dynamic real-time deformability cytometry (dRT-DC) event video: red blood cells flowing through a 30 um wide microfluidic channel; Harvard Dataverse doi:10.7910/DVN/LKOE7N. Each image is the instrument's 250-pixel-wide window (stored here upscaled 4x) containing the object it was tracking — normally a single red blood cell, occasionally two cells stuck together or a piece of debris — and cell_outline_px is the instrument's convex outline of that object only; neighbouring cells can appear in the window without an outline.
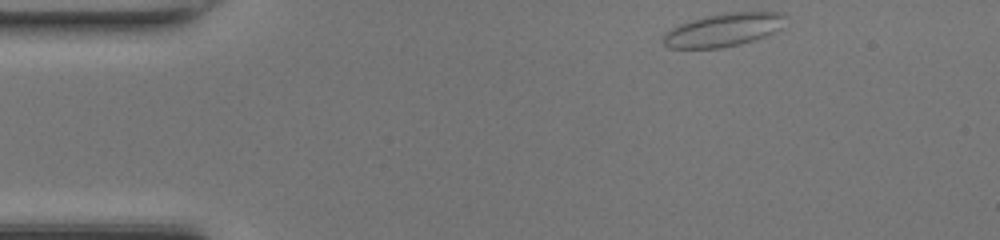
{"species": "common noctule bat (a hibernating species)", "species_latin": "Nyctalus noctula", "temperature_condition": "room temperature", "stored_images_in_passage": 42, "camera_frame_rate_fps": 3000, "um_per_image_px": 0.085, "animal": {"sex": "female", "body_mass_g": 17.0, "forearm_length_mm": 48.0}, "frame": {"image": 1, "passage_image": 1, "time_ms": 0.0, "image_size_px": [1000, 240], "cell_outline_px": [[784, 16], [780, 28], [764, 36], [740, 44], [720, 48], [668, 48], [660, 40], [672, 28], [680, 24], [704, 16], [728, 12], [776, 12]], "centroid_in_image_um": [61.42, 2.55], "position_along_channel_um": 23.6, "area_um2": 23.18}}
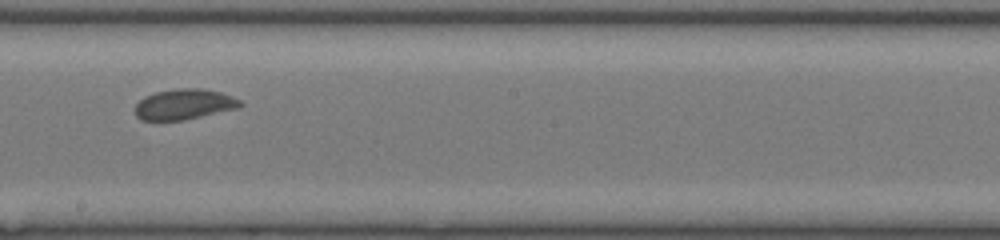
{"frame": {"image": 2, "passage_image": 21, "time_ms": 6.667, "image_size_px": [1000, 240], "cell_outline_px": [[244, 104], [240, 108], [184, 120], [140, 120], [136, 116], [136, 104], [144, 96], [156, 92], [176, 88], [200, 88], [220, 92], [232, 96], [240, 100]], "centroid_in_image_um": [15.68, 8.86], "position_along_channel_um": 232.5, "area_um2": 18.79}}
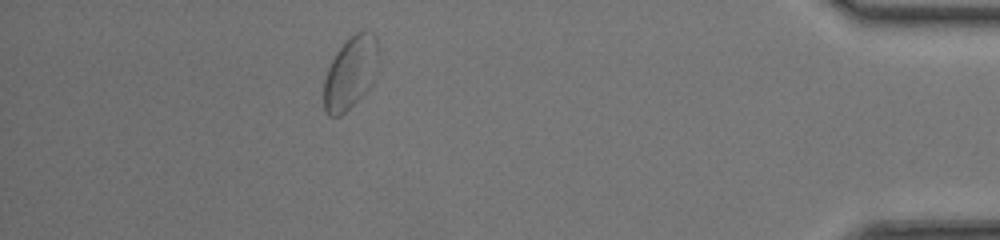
{"frame": {"image": 3, "passage_image": 37, "time_ms": 12.0, "image_size_px": [1000, 240], "cell_outline_px": [[376, 52], [364, 92], [340, 116], [328, 116], [324, 112], [324, 80], [328, 68], [336, 52], [356, 32], [372, 32], [376, 36]], "centroid_in_image_um": [29.66, 6.21], "position_along_channel_um": 405.5, "area_um2": 21.27}, "authors_computed_cell_mechanics": {"area_um2": 19.2763, "velocity_mm_per_s": 4.2552, "shape_relaxation_time_tau1_ms": null, "shape_relaxation_time_tau2_ms": 1.0436, "deformation_change_tau1": null, "deformation_change_tau2": 0.0473}}